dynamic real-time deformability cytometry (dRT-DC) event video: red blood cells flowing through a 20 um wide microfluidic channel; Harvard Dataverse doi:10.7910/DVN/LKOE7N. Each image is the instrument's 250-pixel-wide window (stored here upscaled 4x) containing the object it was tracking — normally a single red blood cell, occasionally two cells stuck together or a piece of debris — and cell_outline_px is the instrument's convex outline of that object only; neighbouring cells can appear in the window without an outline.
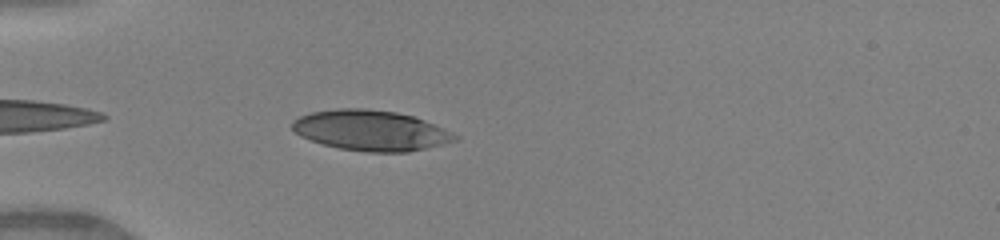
{"species": "human", "species_latin": "Homo sapiens", "temperature_condition": "warm", "stored_images_in_passage": 32, "camera_frame_rate_fps": 3000, "um_per_image_px": 0.085, "donor": {"sex": "female"}, "frame": {"image": 1, "passage_image": 4, "time_ms": 1.0, "image_size_px": [1000, 240], "cell_outline_px": [[460, 136], [456, 140], [408, 152], [368, 152], [340, 148], [324, 144], [300, 136], [292, 128], [292, 120], [300, 116], [312, 112], [336, 108], [364, 108], [396, 112], [412, 116], [424, 120], [444, 128]], "centroid_in_image_um": [31.51, 11.08], "position_along_channel_um": 53.5, "area_um2": 38.03}}
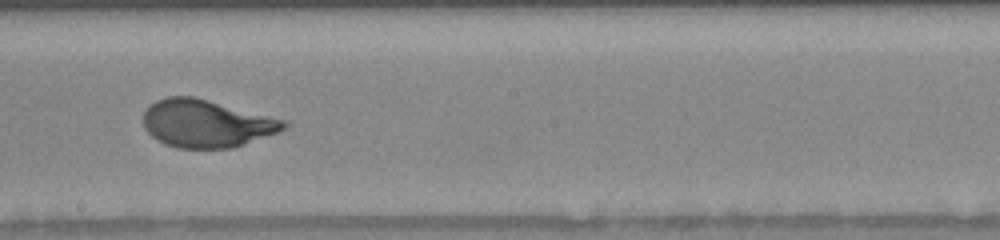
{"frame": {"image": 2, "passage_image": 18, "time_ms": 5.667, "image_size_px": [1000, 240], "cell_outline_px": [[288, 124], [280, 132], [232, 148], [176, 148], [164, 144], [156, 140], [144, 128], [144, 112], [148, 104], [164, 96], [192, 96], [288, 120]], "centroid_in_image_um": [17.53, 10.49], "position_along_channel_um": 230.7, "area_um2": 39.3}}
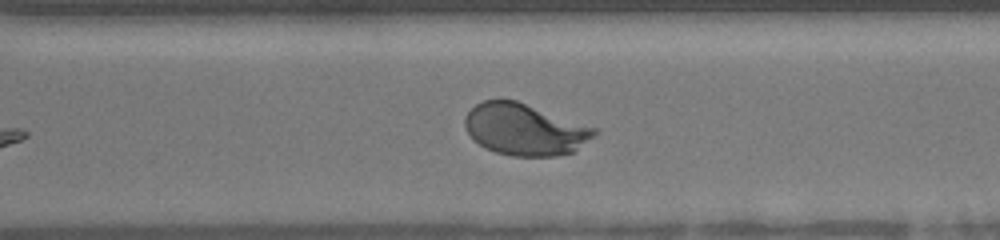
{"frame": {"image": 3, "passage_image": 25, "time_ms": 8.0, "image_size_px": [1000, 240], "cell_outline_px": [[600, 132], [572, 152], [556, 156], [512, 156], [496, 152], [484, 148], [472, 140], [464, 124], [464, 116], [476, 104], [484, 100], [516, 100], [596, 128]], "centroid_in_image_um": [44.58, 11.01], "position_along_channel_um": 326.0, "area_um2": 38.84}, "authors_computed_cell_mechanics": {"area_um2": 39.2462, "velocity_mm_per_s": 4.1053, "shape_relaxation_time_tau1_ms": 3.2693, "shape_relaxation_time_tau2_ms": null, "deformation_change_tau1": 0.2051, "deformation_change_tau2": null}}